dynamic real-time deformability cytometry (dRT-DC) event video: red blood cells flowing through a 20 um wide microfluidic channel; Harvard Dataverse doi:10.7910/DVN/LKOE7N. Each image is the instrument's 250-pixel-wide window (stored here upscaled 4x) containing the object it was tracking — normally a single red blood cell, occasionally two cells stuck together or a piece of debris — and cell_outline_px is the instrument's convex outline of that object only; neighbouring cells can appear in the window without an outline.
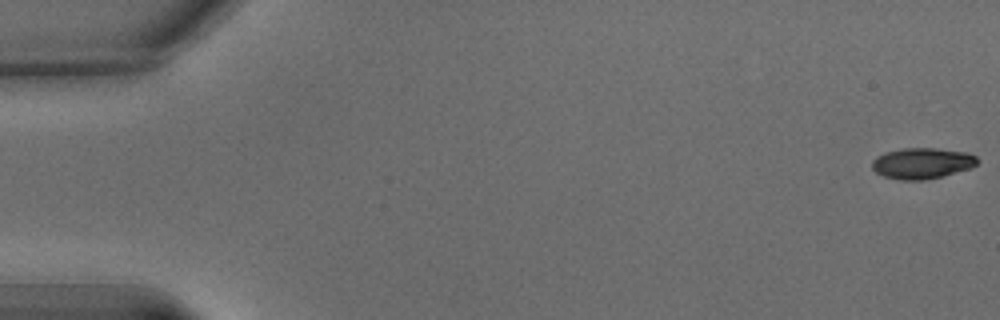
{"species": "common noctule bat (a hibernating species)", "species_latin": "Nyctalus noctula", "temperature_condition": "warm", "stored_images_in_passage": 24, "camera_frame_rate_fps": 3000, "um_per_image_px": 0.085, "animal": {"sex": "male", "body_mass_g": 15.6}, "frame": {"image": 1, "passage_image": 1, "time_ms": 0.0, "image_size_px": [1000, 320], "cell_outline_px": [[980, 160], [972, 168], [924, 180], [900, 180], [884, 176], [876, 172], [872, 168], [872, 160], [876, 156], [884, 152], [904, 148], [936, 148], [968, 152], [976, 156]], "centroid_in_image_um": [78.38, 13.86], "position_along_channel_um": 6.6, "area_um2": 19.07}}
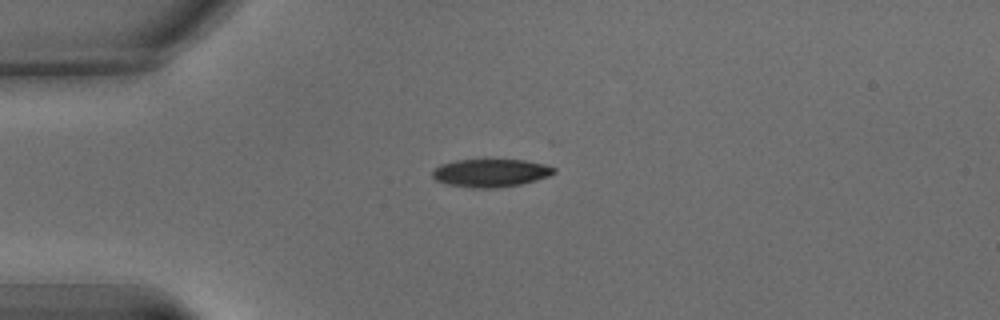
{"frame": {"image": 2, "passage_image": 17, "time_ms": 5.333, "image_size_px": [1000, 320], "cell_outline_px": [[556, 172], [548, 176], [536, 180], [520, 184], [496, 188], [472, 188], [448, 184], [436, 180], [432, 176], [432, 168], [440, 164], [456, 160], [484, 156], [524, 160], [544, 164], [556, 168]], "centroid_in_image_um": [41.67, 14.64], "position_along_channel_um": 43.3, "area_um2": 20.81}}
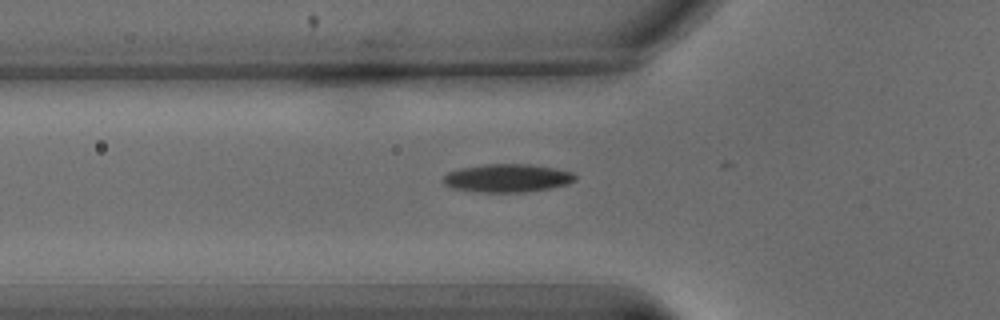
{"frame": {"image": 3, "passage_image": 23, "time_ms": 7.333, "image_size_px": [1000, 320], "cell_outline_px": [[576, 180], [568, 184], [548, 188], [524, 192], [484, 192], [452, 188], [444, 184], [444, 176], [448, 172], [460, 168], [484, 164], [532, 164], [556, 168], [572, 172], [576, 176]], "centroid_in_image_um": [43.14, 15.12], "position_along_channel_um": 82.7, "area_um2": 21.62}}